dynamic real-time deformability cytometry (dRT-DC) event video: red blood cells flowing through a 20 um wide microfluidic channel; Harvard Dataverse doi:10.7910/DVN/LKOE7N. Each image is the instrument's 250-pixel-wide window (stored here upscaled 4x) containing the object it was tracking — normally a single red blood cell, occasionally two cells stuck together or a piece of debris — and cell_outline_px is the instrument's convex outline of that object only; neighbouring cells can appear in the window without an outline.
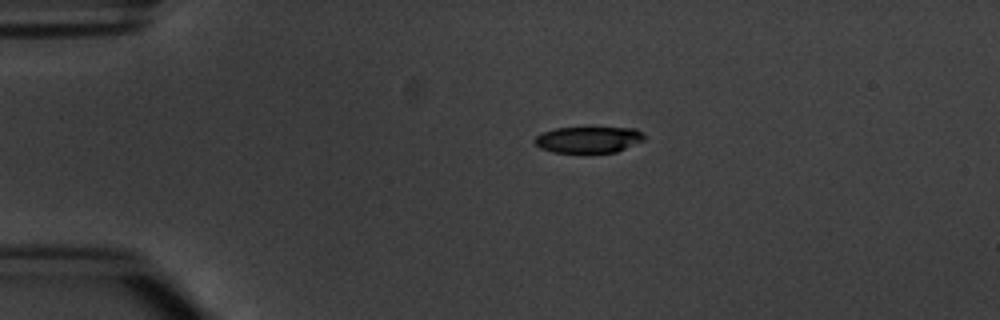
{"species": "common noctule bat (a hibernating species)", "species_latin": "Nyctalus noctula", "temperature_condition": "warm", "stored_images_in_passage": 6, "camera_frame_rate_fps": 3000, "um_per_image_px": 0.085, "animal": {"sex": "male", "body_mass_g": 20.1, "forearm_length_mm": 53.5}, "frame": {"image": 1, "passage_image": 4, "time_ms": 3.667, "image_size_px": [1000, 320], "cell_outline_px": [[644, 140], [616, 152], [552, 152], [540, 148], [532, 140], [540, 132], [556, 128], [636, 128], [644, 132]], "centroid_in_image_um": [50.0, 11.86], "position_along_channel_um": 35.0, "area_um2": 16.76}}